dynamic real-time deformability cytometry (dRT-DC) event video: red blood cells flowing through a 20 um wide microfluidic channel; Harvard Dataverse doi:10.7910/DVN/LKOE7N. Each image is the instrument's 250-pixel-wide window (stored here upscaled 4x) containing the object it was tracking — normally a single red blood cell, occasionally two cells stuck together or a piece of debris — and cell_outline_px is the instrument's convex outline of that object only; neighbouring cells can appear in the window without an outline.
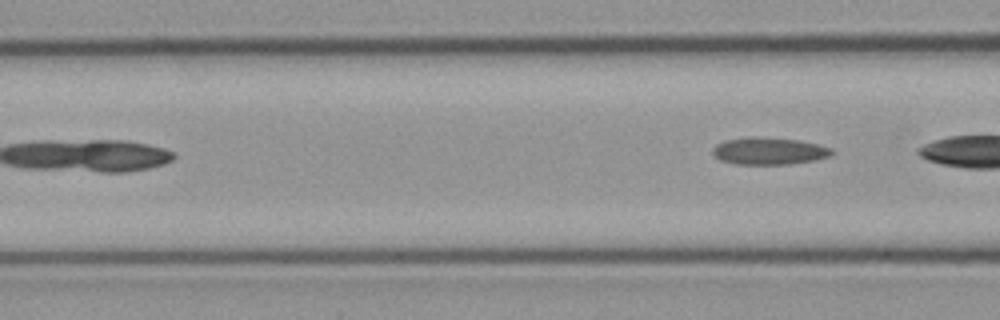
{"species": "common noctule bat (a hibernating species)", "species_latin": "Nyctalus noctula", "temperature_condition": "cold", "stored_images_in_passage": 3, "camera_frame_rate_fps": 3000, "um_per_image_px": 0.085, "animal": {"sex": "male", "body_mass_g": 23.1, "forearm_length_mm": 52.7}, "frame": {"image": 1, "passage_image": 3, "time_ms": 0.667, "image_size_px": [1000, 320], "cell_outline_px": [[832, 156], [816, 160], [788, 164], [736, 164], [720, 160], [712, 152], [712, 148], [716, 144], [724, 140], [752, 136], [796, 140], [816, 144], [832, 148]], "centroid_in_image_um": [65.35, 12.84], "position_along_channel_um": 101.3, "area_um2": 18.79}}